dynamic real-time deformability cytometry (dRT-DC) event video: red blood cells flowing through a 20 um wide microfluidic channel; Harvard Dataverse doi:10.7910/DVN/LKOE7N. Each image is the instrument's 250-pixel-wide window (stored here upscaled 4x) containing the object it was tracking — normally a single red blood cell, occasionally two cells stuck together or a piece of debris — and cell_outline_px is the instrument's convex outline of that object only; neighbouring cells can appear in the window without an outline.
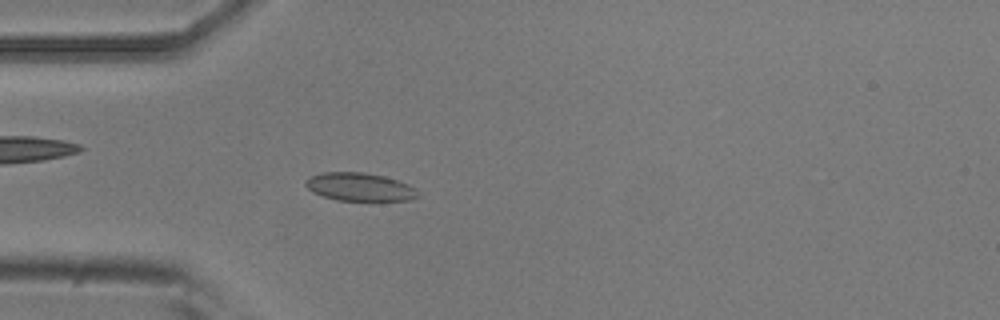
{"species": "common noctule bat (a hibernating species)", "species_latin": "Nyctalus noctula", "temperature_condition": "room temperature", "stored_images_in_passage": 5, "camera_frame_rate_fps": 3000, "um_per_image_px": 0.085, "animal": {"sex": "male", "body_mass_g": 20.5, "forearm_length_mm": 52.5}, "frame": {"image": 1, "passage_image": 5, "time_ms": 1.333, "image_size_px": [1000, 320], "cell_outline_px": [[416, 196], [408, 200], [368, 204], [336, 200], [312, 192], [304, 184], [304, 180], [320, 172], [364, 172], [384, 176], [408, 184], [416, 192]], "centroid_in_image_um": [30.54, 15.94], "position_along_channel_um": 54.5, "area_um2": 19.13}}